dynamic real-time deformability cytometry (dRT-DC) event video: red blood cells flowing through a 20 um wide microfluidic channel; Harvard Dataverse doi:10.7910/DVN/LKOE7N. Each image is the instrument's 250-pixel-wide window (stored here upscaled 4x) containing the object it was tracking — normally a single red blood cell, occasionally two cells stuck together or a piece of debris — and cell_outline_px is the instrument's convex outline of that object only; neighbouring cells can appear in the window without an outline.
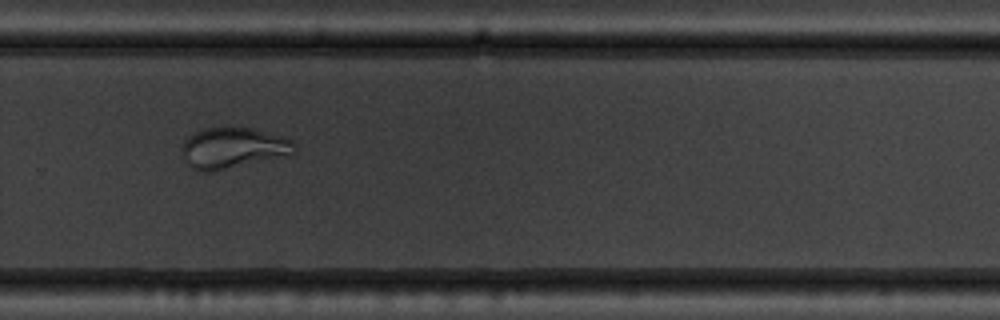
{"species": "common noctule bat (a hibernating species)", "species_latin": "Nyctalus noctula", "temperature_condition": "warm", "stored_images_in_passage": 42, "camera_frame_rate_fps": 3000, "um_per_image_px": 0.085, "animal": {"sex": "male", "body_mass_g": 19.5, "forearm_length_mm": 54.6}, "frame": {"image": 1, "passage_image": 27, "time_ms": 8.667, "image_size_px": [1000, 320], "cell_outline_px": [[296, 152], [292, 156], [212, 172], [200, 172], [192, 168], [184, 160], [180, 148], [184, 140], [188, 136], [204, 128], [252, 128], [280, 136], [292, 140], [296, 148]], "centroid_in_image_um": [19.82, 12.61], "position_along_channel_um": 310.0, "area_um2": 27.28}}
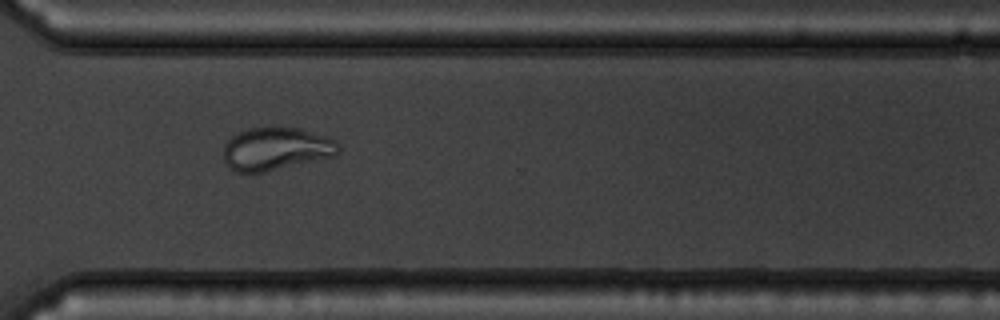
{"frame": {"image": 2, "passage_image": 30, "time_ms": 9.667, "image_size_px": [1000, 320], "cell_outline_px": [[340, 152], [336, 156], [264, 172], [236, 172], [228, 168], [224, 164], [224, 144], [236, 132], [248, 128], [296, 128], [336, 140], [340, 148]], "centroid_in_image_um": [23.43, 12.67], "position_along_channel_um": 347.2, "area_um2": 28.67}}
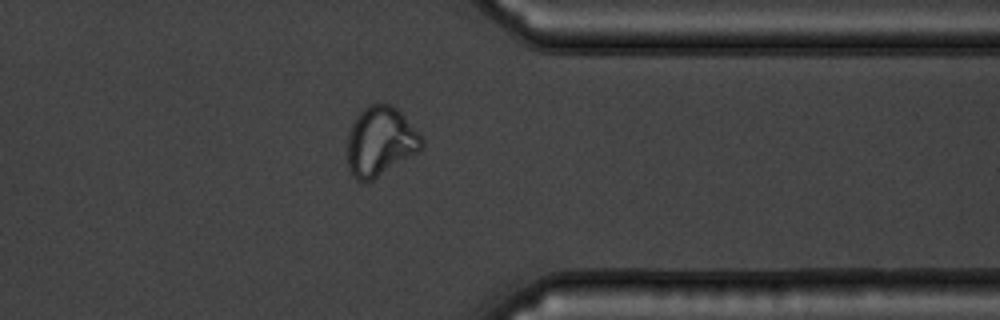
{"frame": {"image": 3, "passage_image": 33, "time_ms": 10.667, "image_size_px": [1000, 320], "cell_outline_px": [[424, 144], [416, 152], [372, 180], [356, 180], [352, 176], [348, 168], [348, 132], [356, 116], [368, 104], [392, 104], [404, 116], [424, 140]], "centroid_in_image_um": [32.3, 12.0], "position_along_channel_um": 379.1, "area_um2": 29.48}, "authors_computed_cell_mechanics": {"area_um2": 29.5647, "velocity_mm_per_s": 3.6912, "shape_relaxation_time_tau1_ms": 6.1137, "shape_relaxation_time_tau2_ms": null, "deformation_change_tau1": 0.1541, "deformation_change_tau2": null}}